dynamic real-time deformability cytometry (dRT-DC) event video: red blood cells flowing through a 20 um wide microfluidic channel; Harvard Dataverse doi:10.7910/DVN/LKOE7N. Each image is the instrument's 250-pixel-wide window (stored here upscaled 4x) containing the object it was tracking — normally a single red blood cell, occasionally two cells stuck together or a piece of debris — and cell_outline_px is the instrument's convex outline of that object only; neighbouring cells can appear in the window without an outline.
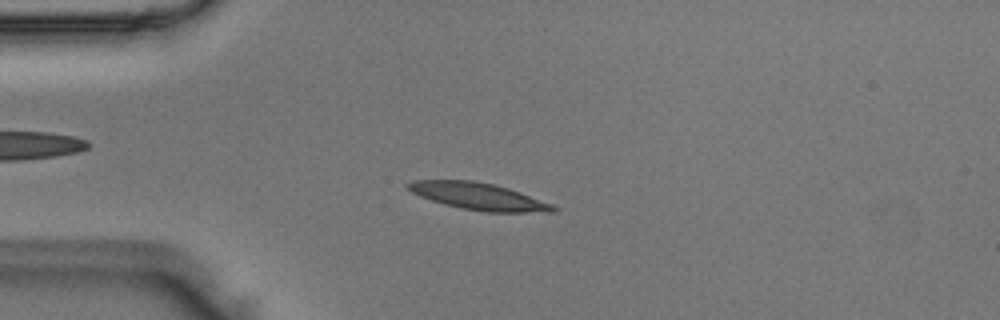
{"species": "Egyptian fruit bat (a non-hibernating species)", "species_latin": "Rousettus aegyptiacus", "temperature_condition": "room temperature", "stored_images_in_passage": 51, "camera_frame_rate_fps": 3000, "um_per_image_px": 0.085, "animal": {"sex": "male"}, "frame": {"image": 1, "passage_image": 12, "time_ms": 3.667, "image_size_px": [1000, 320], "cell_outline_px": [[556, 212], [484, 212], [444, 204], [420, 196], [412, 192], [404, 184], [412, 180], [472, 180], [492, 184], [508, 188], [520, 192], [552, 204], [556, 208]], "centroid_in_image_um": [40.66, 16.68], "position_along_channel_um": 44.3, "area_um2": 22.6}}
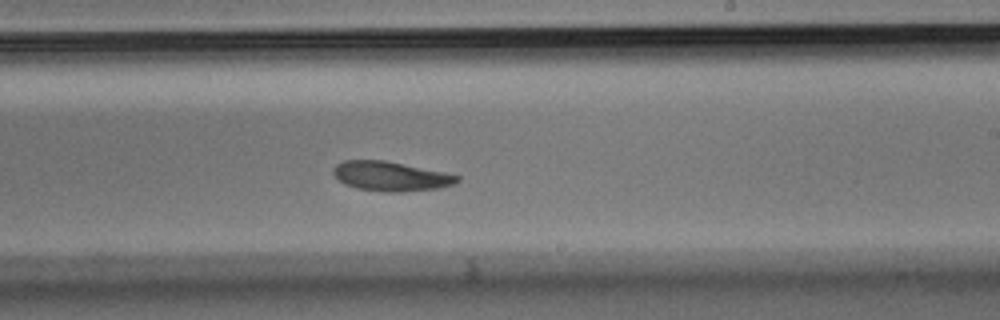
{"frame": {"image": 2, "passage_image": 30, "time_ms": 9.667, "image_size_px": [1000, 320], "cell_outline_px": [[460, 180], [456, 184], [440, 188], [400, 192], [388, 192], [356, 188], [344, 184], [332, 172], [332, 168], [336, 164], [344, 160], [384, 160], [444, 172], [460, 176]], "centroid_in_image_um": [33.22, 14.98], "position_along_channel_um": 255.8, "area_um2": 21.33}}
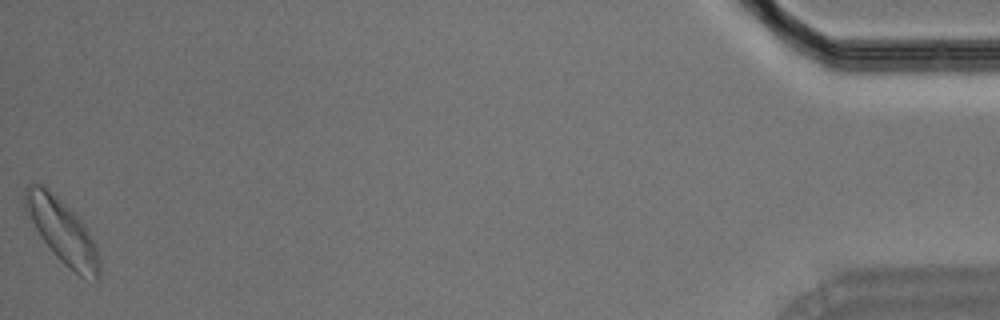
{"frame": {"image": 3, "passage_image": 51, "time_ms": 16.667, "image_size_px": [1000, 320], "cell_outline_px": [[100, 280], [96, 280], [80, 276], [64, 264], [56, 256], [40, 236], [24, 208], [24, 188], [28, 184], [44, 184], [84, 224], [96, 248], [100, 260]], "centroid_in_image_um": [5.28, 19.65], "position_along_channel_um": 429.9, "area_um2": 27.17}}